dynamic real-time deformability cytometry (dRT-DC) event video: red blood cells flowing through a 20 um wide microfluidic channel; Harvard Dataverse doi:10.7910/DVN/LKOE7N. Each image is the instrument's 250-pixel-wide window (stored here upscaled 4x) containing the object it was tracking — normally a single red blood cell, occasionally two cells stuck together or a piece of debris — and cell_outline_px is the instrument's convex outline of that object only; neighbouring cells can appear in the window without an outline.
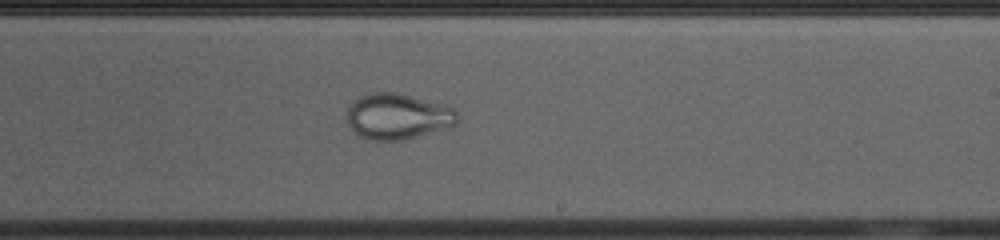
{"species": "common noctule bat (a hibernating species)", "species_latin": "Nyctalus noctula", "temperature_condition": "cold", "stored_images_in_passage": 42, "camera_frame_rate_fps": 3000, "um_per_image_px": 0.085, "animal": {"sex": "female", "body_mass_g": 23.0, "forearm_length_mm": 53.4}, "frame": {"image": 1, "passage_image": 20, "time_ms": 6.333, "image_size_px": [1000, 240], "cell_outline_px": [[460, 120], [456, 124], [404, 140], [372, 140], [360, 136], [348, 124], [344, 116], [348, 108], [360, 96], [372, 92], [396, 92], [444, 104], [452, 108], [456, 112]], "centroid_in_image_um": [33.78, 9.88], "position_along_channel_um": 255.2, "area_um2": 29.36}}
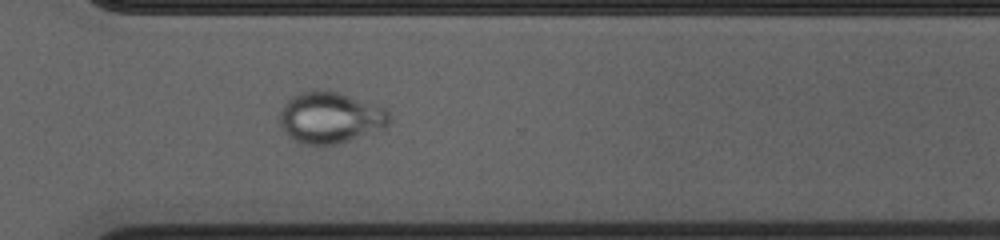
{"frame": {"image": 2, "passage_image": 27, "time_ms": 8.667, "image_size_px": [1000, 240], "cell_outline_px": [[392, 120], [384, 128], [340, 144], [316, 148], [304, 144], [288, 136], [280, 124], [280, 108], [292, 96], [300, 92], [336, 92], [376, 104], [388, 108]], "centroid_in_image_um": [28.1, 10.05], "position_along_channel_um": 342.5, "area_um2": 33.06}}
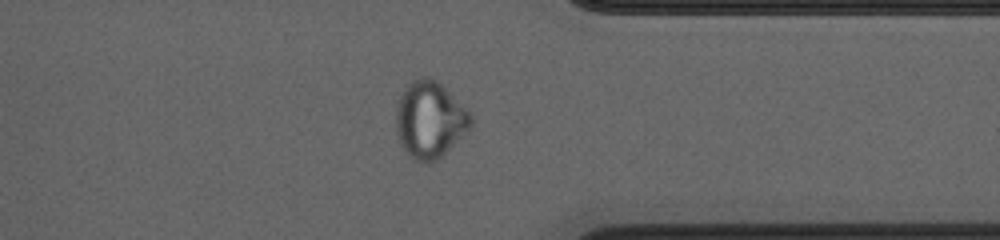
{"frame": {"image": 3, "passage_image": 30, "time_ms": 9.667, "image_size_px": [1000, 240], "cell_outline_px": [[472, 124], [432, 164], [424, 164], [408, 156], [400, 144], [396, 132], [396, 104], [404, 88], [412, 80], [420, 76], [428, 76], [436, 80], [472, 116]], "centroid_in_image_um": [36.45, 10.18], "position_along_channel_um": 374.9, "area_um2": 32.95}}